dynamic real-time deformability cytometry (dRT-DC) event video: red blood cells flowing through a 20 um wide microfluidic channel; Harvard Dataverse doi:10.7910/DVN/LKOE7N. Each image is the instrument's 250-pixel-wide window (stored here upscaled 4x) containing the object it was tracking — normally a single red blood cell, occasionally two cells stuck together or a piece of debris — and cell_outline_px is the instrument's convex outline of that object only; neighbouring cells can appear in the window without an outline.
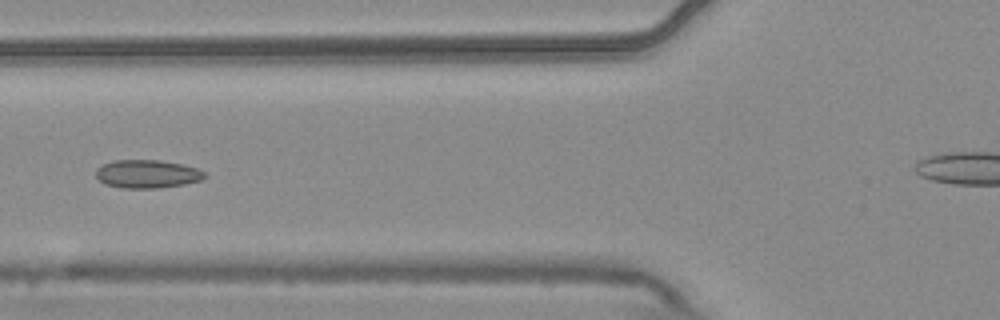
{"species": "common noctule bat (a hibernating species)", "species_latin": "Nyctalus noctula", "temperature_condition": "warm", "stored_images_in_passage": 6, "camera_frame_rate_fps": 3000, "um_per_image_px": 0.085, "animal": {"sex": "male", "body_mass_g": 20.4}, "frame": {"image": 1, "passage_image": 6, "time_ms": 1.667, "image_size_px": [1000, 320], "cell_outline_px": [[208, 176], [200, 180], [184, 184], [160, 188], [120, 188], [104, 184], [96, 176], [96, 168], [112, 160], [160, 160], [180, 164], [196, 168], [204, 172]], "centroid_in_image_um": [12.49, 14.79], "position_along_channel_um": 113.3, "area_um2": 17.92}}